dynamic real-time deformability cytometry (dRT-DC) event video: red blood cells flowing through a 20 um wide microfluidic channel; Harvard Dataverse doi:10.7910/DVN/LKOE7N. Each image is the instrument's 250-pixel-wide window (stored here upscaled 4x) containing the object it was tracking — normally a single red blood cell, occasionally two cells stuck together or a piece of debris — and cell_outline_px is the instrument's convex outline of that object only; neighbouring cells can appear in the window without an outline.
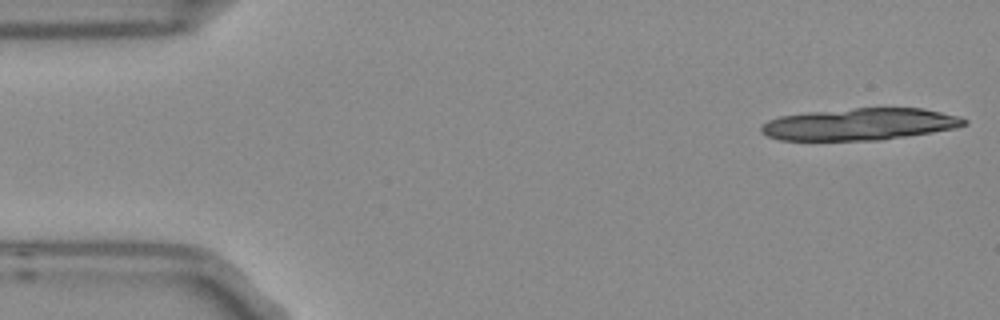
{"species": "Egyptian fruit bat (a non-hibernating species)", "species_latin": "Rousettus aegyptiacus", "temperature_condition": "room temperature", "stored_images_in_passage": 5, "segment_of_instrument_passage": [1, 2], "camera_frame_rate_fps": 3000, "um_per_image_px": 0.085, "frame": {"image": 1, "passage_image": 1, "time_ms": 0.0, "image_size_px": [1000, 320], "cell_outline_px": [[968, 124], [956, 128], [932, 132], [880, 140], [780, 140], [768, 136], [760, 132], [760, 124], [768, 120], [780, 116], [808, 112], [856, 108], [924, 108], [960, 116], [968, 120]], "centroid_in_image_um": [73.09, 10.55], "position_along_channel_um": 11.9, "area_um2": 37.92}}
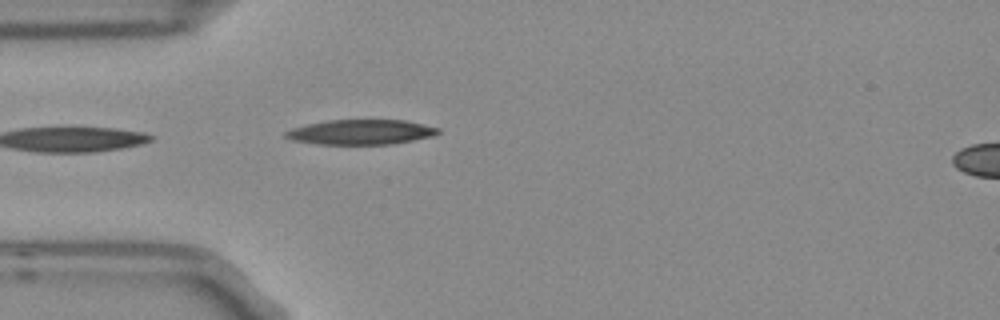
{"frame": {"image": 2, "passage_image": 4, "time_ms": 1.0, "image_size_px": [1000, 320], "cell_outline_px": [[440, 132], [432, 136], [392, 144], [316, 144], [292, 140], [284, 136], [284, 132], [292, 128], [308, 124], [328, 120], [404, 120], [424, 124], [440, 128]], "centroid_in_image_um": [30.67, 11.22], "position_along_channel_um": 54.3, "area_um2": 22.08}}